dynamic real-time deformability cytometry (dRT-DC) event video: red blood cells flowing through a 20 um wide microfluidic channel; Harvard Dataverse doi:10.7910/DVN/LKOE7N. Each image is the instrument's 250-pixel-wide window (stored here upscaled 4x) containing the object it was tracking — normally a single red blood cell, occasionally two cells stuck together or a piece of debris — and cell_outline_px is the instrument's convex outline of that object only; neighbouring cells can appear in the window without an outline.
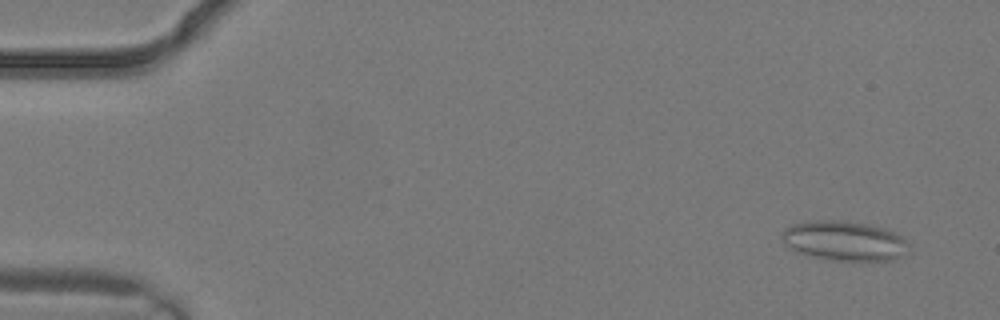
{"species": "common noctule bat (a hibernating species)", "species_latin": "Nyctalus noctula", "temperature_condition": "warm", "stored_images_in_passage": 3, "camera_frame_rate_fps": 3000, "um_per_image_px": 0.085, "animal": {"sex": "male", "body_mass_g": 19.2, "forearm_length_mm": 51.8}, "frame": {"image": 1, "passage_image": 1, "time_ms": 0.0, "image_size_px": [1000, 320], "cell_outline_px": [[908, 244], [900, 256], [892, 260], [832, 260], [812, 256], [800, 252], [792, 248], [784, 240], [784, 228], [792, 224], [816, 220], [840, 220], [868, 224], [884, 228], [900, 236]], "centroid_in_image_um": [71.76, 20.45], "position_along_channel_um": 13.2, "area_um2": 28.5}}